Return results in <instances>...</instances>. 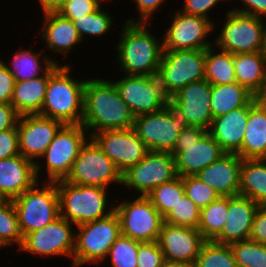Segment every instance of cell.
Returning <instances> with one entry per match:
<instances>
[{"label": "cell", "instance_id": "cell-1", "mask_svg": "<svg viewBox=\"0 0 266 267\" xmlns=\"http://www.w3.org/2000/svg\"><path fill=\"white\" fill-rule=\"evenodd\" d=\"M134 120L113 79H86L82 125L89 136L100 131L133 128Z\"/></svg>", "mask_w": 266, "mask_h": 267}, {"label": "cell", "instance_id": "cell-2", "mask_svg": "<svg viewBox=\"0 0 266 267\" xmlns=\"http://www.w3.org/2000/svg\"><path fill=\"white\" fill-rule=\"evenodd\" d=\"M151 24L125 21L122 24L114 53L119 63V73L144 76L158 74L164 51L163 38L159 40L147 29Z\"/></svg>", "mask_w": 266, "mask_h": 267}, {"label": "cell", "instance_id": "cell-3", "mask_svg": "<svg viewBox=\"0 0 266 267\" xmlns=\"http://www.w3.org/2000/svg\"><path fill=\"white\" fill-rule=\"evenodd\" d=\"M54 64L49 69L48 85L39 115L63 124H82L84 113V85L86 79L76 80L71 64Z\"/></svg>", "mask_w": 266, "mask_h": 267}, {"label": "cell", "instance_id": "cell-4", "mask_svg": "<svg viewBox=\"0 0 266 267\" xmlns=\"http://www.w3.org/2000/svg\"><path fill=\"white\" fill-rule=\"evenodd\" d=\"M60 216L75 226L105 218L115 211L108 188L56 182Z\"/></svg>", "mask_w": 266, "mask_h": 267}, {"label": "cell", "instance_id": "cell-5", "mask_svg": "<svg viewBox=\"0 0 266 267\" xmlns=\"http://www.w3.org/2000/svg\"><path fill=\"white\" fill-rule=\"evenodd\" d=\"M189 126L185 113L169 98L162 110L136 116L133 129L149 151L172 153L179 133Z\"/></svg>", "mask_w": 266, "mask_h": 267}, {"label": "cell", "instance_id": "cell-6", "mask_svg": "<svg viewBox=\"0 0 266 267\" xmlns=\"http://www.w3.org/2000/svg\"><path fill=\"white\" fill-rule=\"evenodd\" d=\"M89 137L88 131L82 124H64L35 164L37 180L40 182L43 175L47 177L44 179L45 182L66 180L80 148ZM43 158L45 160H42ZM44 171L47 173H42ZM40 174H43L42 177Z\"/></svg>", "mask_w": 266, "mask_h": 267}, {"label": "cell", "instance_id": "cell-7", "mask_svg": "<svg viewBox=\"0 0 266 267\" xmlns=\"http://www.w3.org/2000/svg\"><path fill=\"white\" fill-rule=\"evenodd\" d=\"M121 235L117 213L75 227V249L71 267L104 264L110 247Z\"/></svg>", "mask_w": 266, "mask_h": 267}, {"label": "cell", "instance_id": "cell-8", "mask_svg": "<svg viewBox=\"0 0 266 267\" xmlns=\"http://www.w3.org/2000/svg\"><path fill=\"white\" fill-rule=\"evenodd\" d=\"M225 154L208 130L198 126L182 130L171 153L175 157L176 173L181 177L197 175Z\"/></svg>", "mask_w": 266, "mask_h": 267}, {"label": "cell", "instance_id": "cell-9", "mask_svg": "<svg viewBox=\"0 0 266 267\" xmlns=\"http://www.w3.org/2000/svg\"><path fill=\"white\" fill-rule=\"evenodd\" d=\"M12 201L23 237L53 222L60 216L56 182H44L42 180L39 183L37 181L31 188Z\"/></svg>", "mask_w": 266, "mask_h": 267}, {"label": "cell", "instance_id": "cell-10", "mask_svg": "<svg viewBox=\"0 0 266 267\" xmlns=\"http://www.w3.org/2000/svg\"><path fill=\"white\" fill-rule=\"evenodd\" d=\"M225 21L213 40L214 45L232 54L261 52L266 19L229 9Z\"/></svg>", "mask_w": 266, "mask_h": 267}, {"label": "cell", "instance_id": "cell-11", "mask_svg": "<svg viewBox=\"0 0 266 267\" xmlns=\"http://www.w3.org/2000/svg\"><path fill=\"white\" fill-rule=\"evenodd\" d=\"M66 181L75 185L110 188L122 185V173L89 137L82 145Z\"/></svg>", "mask_w": 266, "mask_h": 267}, {"label": "cell", "instance_id": "cell-12", "mask_svg": "<svg viewBox=\"0 0 266 267\" xmlns=\"http://www.w3.org/2000/svg\"><path fill=\"white\" fill-rule=\"evenodd\" d=\"M157 77L169 98L205 79V50H164Z\"/></svg>", "mask_w": 266, "mask_h": 267}, {"label": "cell", "instance_id": "cell-13", "mask_svg": "<svg viewBox=\"0 0 266 267\" xmlns=\"http://www.w3.org/2000/svg\"><path fill=\"white\" fill-rule=\"evenodd\" d=\"M126 199L114 204L120 220L121 235L140 242L157 241L164 222L162 215L147 196Z\"/></svg>", "mask_w": 266, "mask_h": 267}, {"label": "cell", "instance_id": "cell-14", "mask_svg": "<svg viewBox=\"0 0 266 267\" xmlns=\"http://www.w3.org/2000/svg\"><path fill=\"white\" fill-rule=\"evenodd\" d=\"M169 15L173 19L164 32V50H206L214 45V41L208 38L215 31V21L202 16L189 15L179 10H173Z\"/></svg>", "mask_w": 266, "mask_h": 267}, {"label": "cell", "instance_id": "cell-15", "mask_svg": "<svg viewBox=\"0 0 266 267\" xmlns=\"http://www.w3.org/2000/svg\"><path fill=\"white\" fill-rule=\"evenodd\" d=\"M176 176L175 157L171 153L149 151L136 165L122 173V186L135 191V196H147L156 186Z\"/></svg>", "mask_w": 266, "mask_h": 267}, {"label": "cell", "instance_id": "cell-16", "mask_svg": "<svg viewBox=\"0 0 266 267\" xmlns=\"http://www.w3.org/2000/svg\"><path fill=\"white\" fill-rule=\"evenodd\" d=\"M76 226L59 216L53 222L26 234L19 249L39 258L73 257Z\"/></svg>", "mask_w": 266, "mask_h": 267}, {"label": "cell", "instance_id": "cell-17", "mask_svg": "<svg viewBox=\"0 0 266 267\" xmlns=\"http://www.w3.org/2000/svg\"><path fill=\"white\" fill-rule=\"evenodd\" d=\"M121 77L113 82L135 117L160 111L166 106L169 97L164 92L157 75L121 74Z\"/></svg>", "mask_w": 266, "mask_h": 267}, {"label": "cell", "instance_id": "cell-18", "mask_svg": "<svg viewBox=\"0 0 266 267\" xmlns=\"http://www.w3.org/2000/svg\"><path fill=\"white\" fill-rule=\"evenodd\" d=\"M90 137L121 173L136 165L149 152L133 128L100 131Z\"/></svg>", "mask_w": 266, "mask_h": 267}, {"label": "cell", "instance_id": "cell-19", "mask_svg": "<svg viewBox=\"0 0 266 267\" xmlns=\"http://www.w3.org/2000/svg\"><path fill=\"white\" fill-rule=\"evenodd\" d=\"M63 125L39 114L20 115L17 122L20 154L36 164Z\"/></svg>", "mask_w": 266, "mask_h": 267}, {"label": "cell", "instance_id": "cell-20", "mask_svg": "<svg viewBox=\"0 0 266 267\" xmlns=\"http://www.w3.org/2000/svg\"><path fill=\"white\" fill-rule=\"evenodd\" d=\"M205 241L198 229L166 222H163L157 240L165 260L189 264H195Z\"/></svg>", "mask_w": 266, "mask_h": 267}, {"label": "cell", "instance_id": "cell-21", "mask_svg": "<svg viewBox=\"0 0 266 267\" xmlns=\"http://www.w3.org/2000/svg\"><path fill=\"white\" fill-rule=\"evenodd\" d=\"M210 94L211 84L203 79L187 84L171 99L185 113L190 126L209 130L213 120Z\"/></svg>", "mask_w": 266, "mask_h": 267}, {"label": "cell", "instance_id": "cell-22", "mask_svg": "<svg viewBox=\"0 0 266 267\" xmlns=\"http://www.w3.org/2000/svg\"><path fill=\"white\" fill-rule=\"evenodd\" d=\"M258 204L242 195L228 196V214L221 233L213 240L231 245L248 240Z\"/></svg>", "mask_w": 266, "mask_h": 267}, {"label": "cell", "instance_id": "cell-23", "mask_svg": "<svg viewBox=\"0 0 266 267\" xmlns=\"http://www.w3.org/2000/svg\"><path fill=\"white\" fill-rule=\"evenodd\" d=\"M41 15H43V20H41L38 32L44 44H47V51L49 49L48 52L54 53L55 57L61 54L64 55V59H68V53L75 49L74 46L83 42L73 22L57 12Z\"/></svg>", "mask_w": 266, "mask_h": 267}, {"label": "cell", "instance_id": "cell-24", "mask_svg": "<svg viewBox=\"0 0 266 267\" xmlns=\"http://www.w3.org/2000/svg\"><path fill=\"white\" fill-rule=\"evenodd\" d=\"M242 158L226 153L201 170L196 176L213 188L220 196L240 195V168Z\"/></svg>", "mask_w": 266, "mask_h": 267}, {"label": "cell", "instance_id": "cell-25", "mask_svg": "<svg viewBox=\"0 0 266 267\" xmlns=\"http://www.w3.org/2000/svg\"><path fill=\"white\" fill-rule=\"evenodd\" d=\"M254 98L246 105L213 118L208 132L226 153H237L242 148L249 109Z\"/></svg>", "mask_w": 266, "mask_h": 267}, {"label": "cell", "instance_id": "cell-26", "mask_svg": "<svg viewBox=\"0 0 266 267\" xmlns=\"http://www.w3.org/2000/svg\"><path fill=\"white\" fill-rule=\"evenodd\" d=\"M37 181L35 164L21 154L0 160V191L8 200L20 196Z\"/></svg>", "mask_w": 266, "mask_h": 267}, {"label": "cell", "instance_id": "cell-27", "mask_svg": "<svg viewBox=\"0 0 266 267\" xmlns=\"http://www.w3.org/2000/svg\"><path fill=\"white\" fill-rule=\"evenodd\" d=\"M28 49H18L13 53V57L9 59L10 63L5 62L3 59L0 61L3 65L9 70L13 75L16 82L27 81L44 75L54 64L63 65L58 60L51 56L50 54L45 53V49L39 52Z\"/></svg>", "mask_w": 266, "mask_h": 267}, {"label": "cell", "instance_id": "cell-28", "mask_svg": "<svg viewBox=\"0 0 266 267\" xmlns=\"http://www.w3.org/2000/svg\"><path fill=\"white\" fill-rule=\"evenodd\" d=\"M236 154L242 159H266V113L256 103L249 109L242 148Z\"/></svg>", "mask_w": 266, "mask_h": 267}, {"label": "cell", "instance_id": "cell-29", "mask_svg": "<svg viewBox=\"0 0 266 267\" xmlns=\"http://www.w3.org/2000/svg\"><path fill=\"white\" fill-rule=\"evenodd\" d=\"M49 70L39 77L15 82L11 104L19 115L39 114L45 99Z\"/></svg>", "mask_w": 266, "mask_h": 267}, {"label": "cell", "instance_id": "cell-30", "mask_svg": "<svg viewBox=\"0 0 266 267\" xmlns=\"http://www.w3.org/2000/svg\"><path fill=\"white\" fill-rule=\"evenodd\" d=\"M236 82L255 95L266 86V55L261 52L234 54Z\"/></svg>", "mask_w": 266, "mask_h": 267}, {"label": "cell", "instance_id": "cell-31", "mask_svg": "<svg viewBox=\"0 0 266 267\" xmlns=\"http://www.w3.org/2000/svg\"><path fill=\"white\" fill-rule=\"evenodd\" d=\"M240 195L258 205L266 204V159H242Z\"/></svg>", "mask_w": 266, "mask_h": 267}, {"label": "cell", "instance_id": "cell-32", "mask_svg": "<svg viewBox=\"0 0 266 267\" xmlns=\"http://www.w3.org/2000/svg\"><path fill=\"white\" fill-rule=\"evenodd\" d=\"M211 111L213 118L224 115L231 110L246 106L254 95L238 82L211 85Z\"/></svg>", "mask_w": 266, "mask_h": 267}, {"label": "cell", "instance_id": "cell-33", "mask_svg": "<svg viewBox=\"0 0 266 267\" xmlns=\"http://www.w3.org/2000/svg\"><path fill=\"white\" fill-rule=\"evenodd\" d=\"M216 48L212 45L205 50V80L211 85L236 82L234 54Z\"/></svg>", "mask_w": 266, "mask_h": 267}, {"label": "cell", "instance_id": "cell-34", "mask_svg": "<svg viewBox=\"0 0 266 267\" xmlns=\"http://www.w3.org/2000/svg\"><path fill=\"white\" fill-rule=\"evenodd\" d=\"M228 214V196H220L200 209L198 230L206 241H213L222 231Z\"/></svg>", "mask_w": 266, "mask_h": 267}, {"label": "cell", "instance_id": "cell-35", "mask_svg": "<svg viewBox=\"0 0 266 267\" xmlns=\"http://www.w3.org/2000/svg\"><path fill=\"white\" fill-rule=\"evenodd\" d=\"M103 5L104 4H102L97 10L84 17L71 20L76 27L82 41H84L85 39L87 40V35L89 36V38H103L105 34L108 33L109 35V31H111L113 27H116L113 26V18L115 17H112L108 10H104V8L102 7Z\"/></svg>", "mask_w": 266, "mask_h": 267}, {"label": "cell", "instance_id": "cell-36", "mask_svg": "<svg viewBox=\"0 0 266 267\" xmlns=\"http://www.w3.org/2000/svg\"><path fill=\"white\" fill-rule=\"evenodd\" d=\"M184 195L182 177L177 175L172 180L156 186L147 197L164 218Z\"/></svg>", "mask_w": 266, "mask_h": 267}, {"label": "cell", "instance_id": "cell-37", "mask_svg": "<svg viewBox=\"0 0 266 267\" xmlns=\"http://www.w3.org/2000/svg\"><path fill=\"white\" fill-rule=\"evenodd\" d=\"M195 267H238L231 246L205 241L197 256Z\"/></svg>", "mask_w": 266, "mask_h": 267}, {"label": "cell", "instance_id": "cell-38", "mask_svg": "<svg viewBox=\"0 0 266 267\" xmlns=\"http://www.w3.org/2000/svg\"><path fill=\"white\" fill-rule=\"evenodd\" d=\"M0 240L7 248L16 245L19 249L22 244L23 236L12 200L0 204Z\"/></svg>", "mask_w": 266, "mask_h": 267}, {"label": "cell", "instance_id": "cell-39", "mask_svg": "<svg viewBox=\"0 0 266 267\" xmlns=\"http://www.w3.org/2000/svg\"><path fill=\"white\" fill-rule=\"evenodd\" d=\"M230 246L238 267H266V245L248 239Z\"/></svg>", "mask_w": 266, "mask_h": 267}, {"label": "cell", "instance_id": "cell-40", "mask_svg": "<svg viewBox=\"0 0 266 267\" xmlns=\"http://www.w3.org/2000/svg\"><path fill=\"white\" fill-rule=\"evenodd\" d=\"M140 243L120 235L110 247L104 260H109L111 267H137V251Z\"/></svg>", "mask_w": 266, "mask_h": 267}, {"label": "cell", "instance_id": "cell-41", "mask_svg": "<svg viewBox=\"0 0 266 267\" xmlns=\"http://www.w3.org/2000/svg\"><path fill=\"white\" fill-rule=\"evenodd\" d=\"M199 219L200 209L190 198L184 195L172 211L164 217V222L171 225L197 229Z\"/></svg>", "mask_w": 266, "mask_h": 267}, {"label": "cell", "instance_id": "cell-42", "mask_svg": "<svg viewBox=\"0 0 266 267\" xmlns=\"http://www.w3.org/2000/svg\"><path fill=\"white\" fill-rule=\"evenodd\" d=\"M185 195L190 198L199 209L208 206L220 195L210 186L202 182L196 175L182 177Z\"/></svg>", "mask_w": 266, "mask_h": 267}, {"label": "cell", "instance_id": "cell-43", "mask_svg": "<svg viewBox=\"0 0 266 267\" xmlns=\"http://www.w3.org/2000/svg\"><path fill=\"white\" fill-rule=\"evenodd\" d=\"M102 1L106 3L110 0H68L57 13L74 20L97 10L103 4Z\"/></svg>", "mask_w": 266, "mask_h": 267}, {"label": "cell", "instance_id": "cell-44", "mask_svg": "<svg viewBox=\"0 0 266 267\" xmlns=\"http://www.w3.org/2000/svg\"><path fill=\"white\" fill-rule=\"evenodd\" d=\"M163 251L157 241L141 242L137 251V267H161Z\"/></svg>", "mask_w": 266, "mask_h": 267}, {"label": "cell", "instance_id": "cell-45", "mask_svg": "<svg viewBox=\"0 0 266 267\" xmlns=\"http://www.w3.org/2000/svg\"><path fill=\"white\" fill-rule=\"evenodd\" d=\"M134 4H136V8H137V16L138 18L134 17L132 19L131 18L125 20V22H144V23H151L154 19L153 15H155L154 13H158L156 12L158 9L162 8L161 6L166 4L164 3V1L166 2V0H133Z\"/></svg>", "mask_w": 266, "mask_h": 267}, {"label": "cell", "instance_id": "cell-46", "mask_svg": "<svg viewBox=\"0 0 266 267\" xmlns=\"http://www.w3.org/2000/svg\"><path fill=\"white\" fill-rule=\"evenodd\" d=\"M20 154L19 135L17 128L0 132V160Z\"/></svg>", "mask_w": 266, "mask_h": 267}, {"label": "cell", "instance_id": "cell-47", "mask_svg": "<svg viewBox=\"0 0 266 267\" xmlns=\"http://www.w3.org/2000/svg\"><path fill=\"white\" fill-rule=\"evenodd\" d=\"M182 8L179 10L189 15H197L211 20V10L215 9L221 0H183ZM214 7V8H213ZM211 17V18H210Z\"/></svg>", "mask_w": 266, "mask_h": 267}, {"label": "cell", "instance_id": "cell-48", "mask_svg": "<svg viewBox=\"0 0 266 267\" xmlns=\"http://www.w3.org/2000/svg\"><path fill=\"white\" fill-rule=\"evenodd\" d=\"M249 239L266 245V204L257 208Z\"/></svg>", "mask_w": 266, "mask_h": 267}, {"label": "cell", "instance_id": "cell-49", "mask_svg": "<svg viewBox=\"0 0 266 267\" xmlns=\"http://www.w3.org/2000/svg\"><path fill=\"white\" fill-rule=\"evenodd\" d=\"M15 79L0 61V104L11 103Z\"/></svg>", "mask_w": 266, "mask_h": 267}, {"label": "cell", "instance_id": "cell-50", "mask_svg": "<svg viewBox=\"0 0 266 267\" xmlns=\"http://www.w3.org/2000/svg\"><path fill=\"white\" fill-rule=\"evenodd\" d=\"M243 6L230 8L233 11L266 19V0H239Z\"/></svg>", "mask_w": 266, "mask_h": 267}, {"label": "cell", "instance_id": "cell-51", "mask_svg": "<svg viewBox=\"0 0 266 267\" xmlns=\"http://www.w3.org/2000/svg\"><path fill=\"white\" fill-rule=\"evenodd\" d=\"M19 116L11 103L0 104V132L10 128H17Z\"/></svg>", "mask_w": 266, "mask_h": 267}, {"label": "cell", "instance_id": "cell-52", "mask_svg": "<svg viewBox=\"0 0 266 267\" xmlns=\"http://www.w3.org/2000/svg\"><path fill=\"white\" fill-rule=\"evenodd\" d=\"M42 14L58 12L68 0H37Z\"/></svg>", "mask_w": 266, "mask_h": 267}, {"label": "cell", "instance_id": "cell-53", "mask_svg": "<svg viewBox=\"0 0 266 267\" xmlns=\"http://www.w3.org/2000/svg\"><path fill=\"white\" fill-rule=\"evenodd\" d=\"M255 103L266 113V86L254 95Z\"/></svg>", "mask_w": 266, "mask_h": 267}, {"label": "cell", "instance_id": "cell-54", "mask_svg": "<svg viewBox=\"0 0 266 267\" xmlns=\"http://www.w3.org/2000/svg\"><path fill=\"white\" fill-rule=\"evenodd\" d=\"M161 267H195L194 264L164 260Z\"/></svg>", "mask_w": 266, "mask_h": 267}, {"label": "cell", "instance_id": "cell-55", "mask_svg": "<svg viewBox=\"0 0 266 267\" xmlns=\"http://www.w3.org/2000/svg\"><path fill=\"white\" fill-rule=\"evenodd\" d=\"M262 51L266 55V23H265V26H264V43H263Z\"/></svg>", "mask_w": 266, "mask_h": 267}, {"label": "cell", "instance_id": "cell-56", "mask_svg": "<svg viewBox=\"0 0 266 267\" xmlns=\"http://www.w3.org/2000/svg\"><path fill=\"white\" fill-rule=\"evenodd\" d=\"M8 199L5 197V195L0 191V204H4L7 202Z\"/></svg>", "mask_w": 266, "mask_h": 267}, {"label": "cell", "instance_id": "cell-57", "mask_svg": "<svg viewBox=\"0 0 266 267\" xmlns=\"http://www.w3.org/2000/svg\"><path fill=\"white\" fill-rule=\"evenodd\" d=\"M7 248L4 244H3V242L0 240V250H2L3 248ZM2 248V249H1Z\"/></svg>", "mask_w": 266, "mask_h": 267}, {"label": "cell", "instance_id": "cell-58", "mask_svg": "<svg viewBox=\"0 0 266 267\" xmlns=\"http://www.w3.org/2000/svg\"><path fill=\"white\" fill-rule=\"evenodd\" d=\"M221 1L225 2V3H226V1L229 2V0H221ZM231 1L233 2L234 0H230V3H231Z\"/></svg>", "mask_w": 266, "mask_h": 267}]
</instances>
